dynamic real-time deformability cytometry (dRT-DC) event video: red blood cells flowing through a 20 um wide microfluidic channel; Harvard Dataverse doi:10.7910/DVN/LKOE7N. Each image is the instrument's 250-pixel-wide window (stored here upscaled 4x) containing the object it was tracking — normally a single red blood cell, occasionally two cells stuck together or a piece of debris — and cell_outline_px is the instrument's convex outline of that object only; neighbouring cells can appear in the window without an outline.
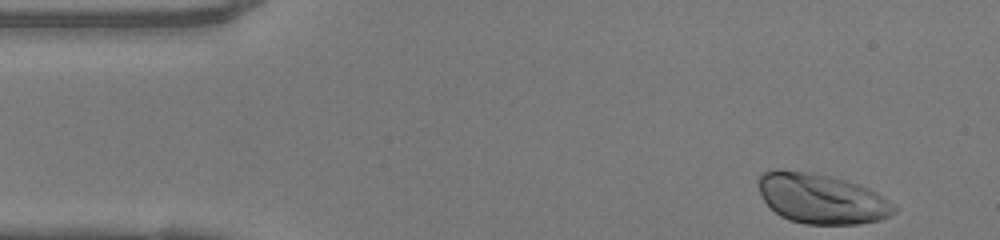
{"species": "human", "species_latin": "Homo sapiens", "temperature_condition": "warm", "stored_images_in_passage": 37, "camera_frame_rate_fps": 3000, "um_per_image_px": 0.085, "donor": {"sex": "female"}, "frame": {"image": 1, "passage_image": 1, "time_ms": 0.0, "image_size_px": [1000, 240], "cell_outline_px": [[896, 212], [880, 220], [856, 224], [804, 224], [788, 220], [780, 216], [760, 196], [756, 184], [756, 180], [768, 168], [808, 172], [828, 176], [844, 180], [868, 188], [876, 192], [888, 200], [896, 208]], "centroid_in_image_um": [69.76, 16.88], "position_along_channel_um": 15.2, "area_um2": 39.54}}
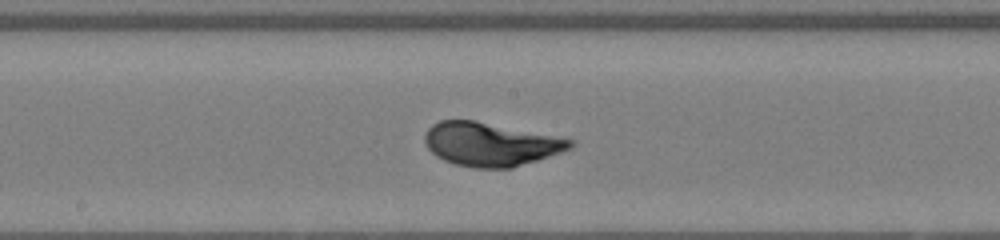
{"frame": {"image": 2, "passage_image": 22, "time_ms": 7.0, "image_size_px": [1000, 240], "cell_outline_px": [[576, 144], [572, 148], [512, 168], [472, 168], [456, 164], [444, 160], [436, 156], [428, 148], [424, 140], [424, 136], [428, 128], [432, 124], [440, 120], [472, 120], [576, 140]], "centroid_in_image_um": [41.68, 12.26], "position_along_channel_um": 206.5, "area_um2": 36.65}}
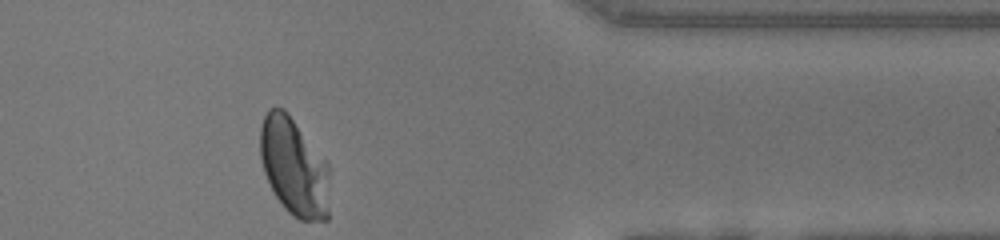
{"frame": {"image": 3, "passage_image": 37, "time_ms": 12.0, "image_size_px": [1000, 240], "cell_outline_px": [[328, 220], [300, 220], [292, 216], [284, 208], [276, 196], [264, 172], [260, 156], [260, 128], [264, 116], [268, 108], [284, 108], [288, 112], [328, 164]], "centroid_in_image_um": [24.97, 14.18], "position_along_channel_um": 386.4, "area_um2": 39.42}, "authors_computed_cell_mechanics": {"area_um2": 37.2232, "velocity_mm_per_s": 4.0569, "shape_relaxation_time_tau1_ms": 2.566, "shape_relaxation_time_tau2_ms": null, "deformation_change_tau1": 0.1882, "deformation_change_tau2": null}}